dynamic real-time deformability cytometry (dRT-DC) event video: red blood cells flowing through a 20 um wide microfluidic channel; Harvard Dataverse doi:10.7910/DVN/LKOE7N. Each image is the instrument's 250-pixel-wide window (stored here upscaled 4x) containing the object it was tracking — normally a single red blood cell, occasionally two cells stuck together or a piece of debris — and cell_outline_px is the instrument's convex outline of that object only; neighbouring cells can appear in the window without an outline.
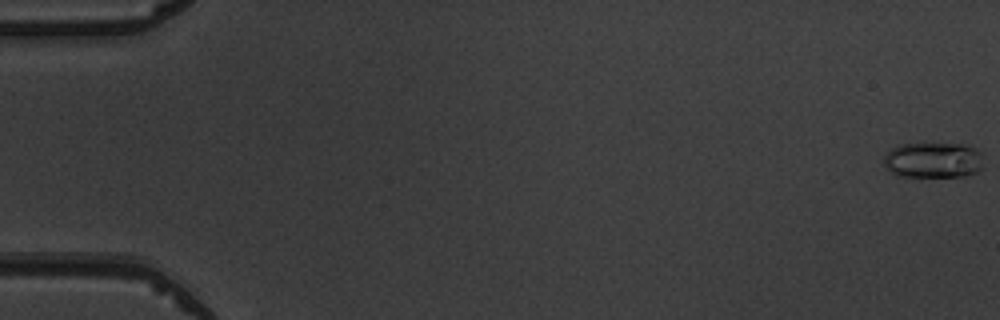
{"species": "common noctule bat (a hibernating species)", "species_latin": "Nyctalus noctula", "temperature_condition": "warm", "stored_images_in_passage": 7, "camera_frame_rate_fps": 3000, "um_per_image_px": 0.085, "animal": {"sex": "male", "body_mass_g": 19.5, "forearm_length_mm": 54.6}, "frame": {"image": 1, "passage_image": 1, "time_ms": 0.0, "image_size_px": [1000, 320], "cell_outline_px": [[984, 168], [980, 172], [968, 176], [896, 176], [884, 168], [884, 156], [892, 148], [900, 144], [968, 144], [984, 152]], "centroid_in_image_um": [79.41, 13.62], "position_along_channel_um": 5.6, "area_um2": 21.39}}
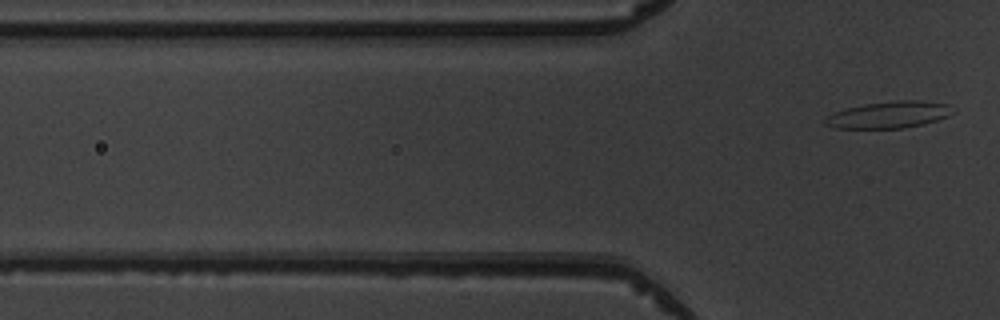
{"frame": {"image": 2, "passage_image": 7, "time_ms": 7.667, "image_size_px": [1000, 320], "cell_outline_px": [[956, 112], [948, 116], [924, 124], [904, 128], [832, 128], [824, 124], [824, 120], [828, 116], [836, 112], [848, 108], [864, 104], [896, 100], [916, 100], [948, 104]], "centroid_in_image_um": [75.59, 9.76], "position_along_channel_um": 50.2, "area_um2": 19.83}}